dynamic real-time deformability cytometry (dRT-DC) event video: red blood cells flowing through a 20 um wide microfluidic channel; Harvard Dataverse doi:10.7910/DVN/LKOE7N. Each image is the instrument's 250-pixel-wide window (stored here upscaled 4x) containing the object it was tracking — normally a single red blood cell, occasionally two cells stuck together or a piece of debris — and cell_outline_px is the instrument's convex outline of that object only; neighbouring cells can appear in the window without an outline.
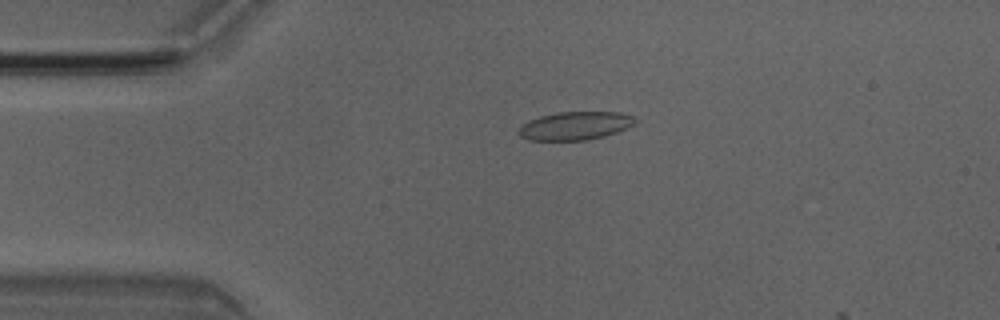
{"species": "Egyptian fruit bat (a non-hibernating species)", "species_latin": "Rousettus aegyptiacus", "temperature_condition": "room temperature", "stored_images_in_passage": 4, "camera_frame_rate_fps": 3000, "um_per_image_px": 0.085, "animal": {"sex": "male"}, "frame": {"image": 1, "passage_image": 3, "time_ms": 0.667, "image_size_px": [1000, 320], "cell_outline_px": [[636, 124], [616, 132], [604, 136], [588, 140], [528, 140], [520, 136], [516, 132], [528, 120], [540, 116], [556, 112], [620, 112], [636, 116]], "centroid_in_image_um": [48.91, 10.68], "position_along_channel_um": 36.1, "area_um2": 19.31}}